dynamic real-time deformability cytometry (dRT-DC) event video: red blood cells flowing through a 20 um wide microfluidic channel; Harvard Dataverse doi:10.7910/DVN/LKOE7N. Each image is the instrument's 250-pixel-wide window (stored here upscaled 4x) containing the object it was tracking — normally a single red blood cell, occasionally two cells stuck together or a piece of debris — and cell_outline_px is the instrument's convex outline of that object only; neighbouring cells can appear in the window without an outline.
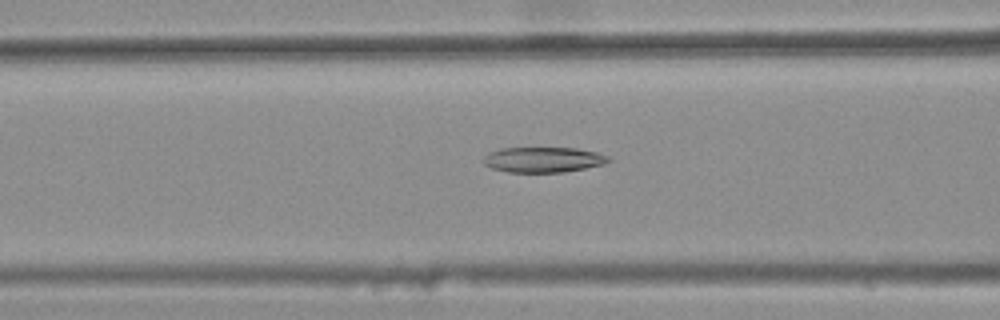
{"species": "common noctule bat (a hibernating species)", "species_latin": "Nyctalus noctula", "temperature_condition": "warm", "stored_images_in_passage": 27, "camera_frame_rate_fps": 3000, "um_per_image_px": 0.085, "animal": {"sex": "female", "body_mass_g": 25.1}, "frame": {"image": 1, "passage_image": 6, "time_ms": 1.667, "image_size_px": [1000, 320], "cell_outline_px": [[612, 160], [604, 164], [564, 172], [508, 172], [492, 168], [484, 164], [484, 156], [488, 152], [500, 148], [576, 148], [596, 152], [608, 156]], "centroid_in_image_um": [46.17, 13.57], "position_along_channel_um": 120.4, "area_um2": 18.44}}
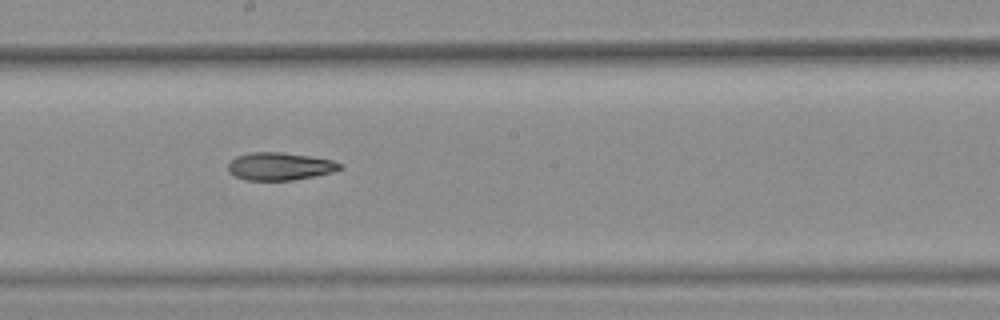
{"frame": {"image": 2, "passage_image": 14, "time_ms": 4.333, "image_size_px": [1000, 320], "cell_outline_px": [[344, 164], [340, 168], [332, 172], [292, 180], [244, 180], [228, 172], [228, 164], [236, 156], [252, 152], [280, 152], [312, 156], [332, 160]], "centroid_in_image_um": [23.77, 14.13], "position_along_channel_um": 224.4, "area_um2": 17.98}}
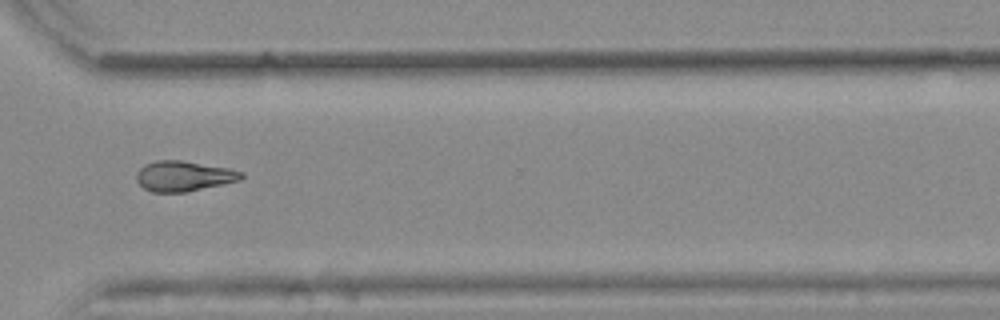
{"frame": {"image": 3, "passage_image": 24, "time_ms": 7.667, "image_size_px": [1000, 320], "cell_outline_px": [[244, 176], [240, 180], [184, 192], [152, 192], [144, 188], [136, 180], [136, 172], [144, 164], [156, 160], [180, 160], [228, 168], [244, 172]], "centroid_in_image_um": [15.58, 14.96], "position_along_channel_um": 355.0, "area_um2": 18.38}, "authors_computed_cell_mechanics": {"area_um2": 18.1492, "velocity_mm_per_s": 3.9004, "shape_relaxation_time_tau1_ms": null, "shape_relaxation_time_tau2_ms": 5.1343, "deformation_change_tau1": null, "deformation_change_tau2": 0.1208}}